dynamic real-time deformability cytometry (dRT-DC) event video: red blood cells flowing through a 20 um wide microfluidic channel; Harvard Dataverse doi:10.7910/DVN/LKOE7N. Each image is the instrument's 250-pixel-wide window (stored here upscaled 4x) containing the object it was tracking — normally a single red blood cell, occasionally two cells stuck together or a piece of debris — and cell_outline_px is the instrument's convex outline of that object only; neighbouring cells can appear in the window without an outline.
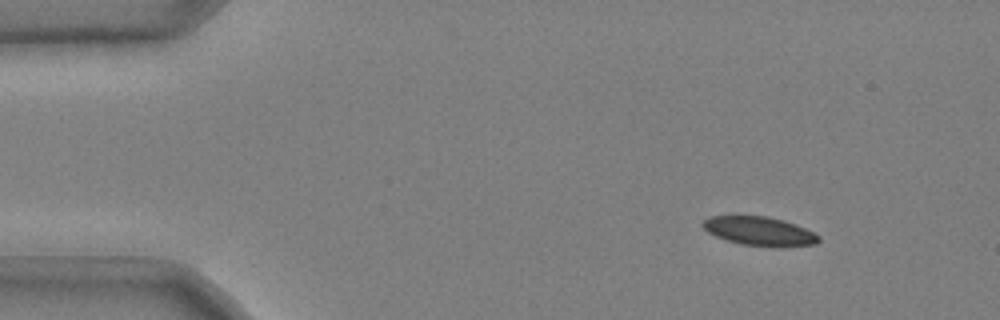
{"species": "common noctule bat (a hibernating species)", "species_latin": "Nyctalus noctula", "temperature_condition": "cold", "stored_images_in_passage": 46, "camera_frame_rate_fps": 3000, "um_per_image_px": 0.085, "animal": {"sex": "male", "body_mass_g": 20.4}, "frame": {"image": 1, "passage_image": 1, "time_ms": 0.0, "image_size_px": [1000, 320], "cell_outline_px": [[820, 240], [816, 244], [784, 248], [772, 248], [740, 244], [716, 236], [708, 232], [700, 224], [708, 216], [768, 216], [784, 220], [796, 224], [820, 236]], "centroid_in_image_um": [64.59, 19.67], "position_along_channel_um": 20.4, "area_um2": 19.88}}
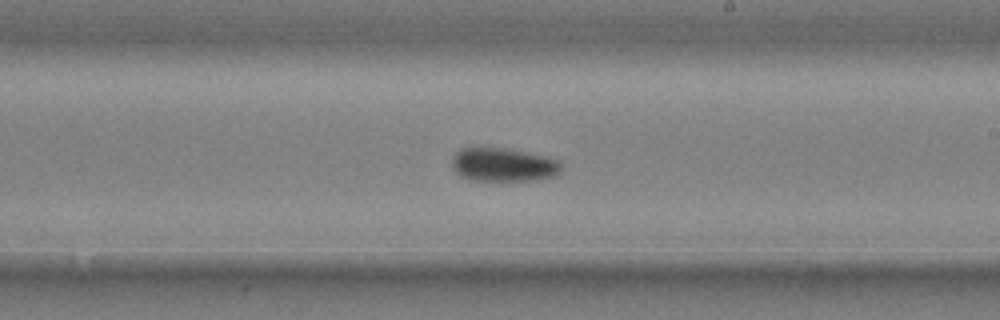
{"frame": {"image": 2, "passage_image": 26, "time_ms": 8.333, "image_size_px": [1000, 320], "cell_outline_px": [[560, 172], [556, 176], [536, 180], [468, 180], [460, 176], [452, 168], [452, 156], [460, 148], [476, 144], [504, 148], [548, 156], [560, 160]], "centroid_in_image_um": [42.72, 13.96], "position_along_channel_um": 246.3, "area_um2": 22.2}}
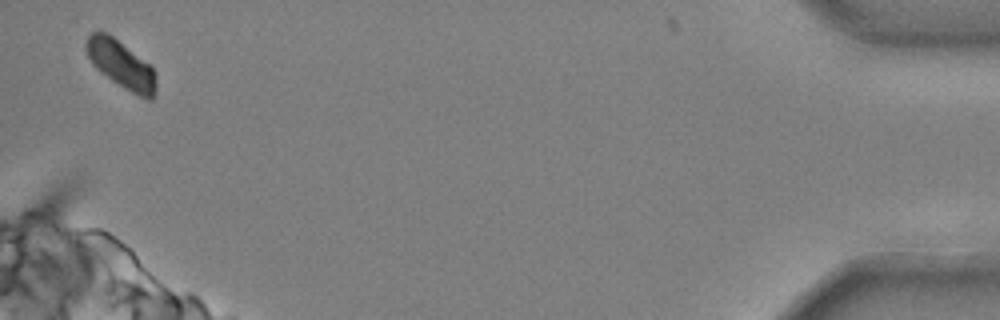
{"frame": {"image": 3, "passage_image": 46, "time_ms": 15.0, "image_size_px": [1000, 320], "cell_outline_px": [[156, 92], [152, 100], [148, 100], [124, 88], [112, 80], [96, 68], [92, 64], [84, 48], [84, 44], [88, 36], [92, 32], [108, 32], [152, 64], [156, 72]], "centroid_in_image_um": [10.33, 5.46], "position_along_channel_um": 424.9, "area_um2": 19.88}, "authors_computed_cell_mechanics": {"area_um2": 20.9236, "velocity_mm_per_s": 3.6762, "shape_relaxation_time_tau1_ms": 4.844, "shape_relaxation_time_tau2_ms": null, "deformation_change_tau1": 0.1091, "deformation_change_tau2": null}}